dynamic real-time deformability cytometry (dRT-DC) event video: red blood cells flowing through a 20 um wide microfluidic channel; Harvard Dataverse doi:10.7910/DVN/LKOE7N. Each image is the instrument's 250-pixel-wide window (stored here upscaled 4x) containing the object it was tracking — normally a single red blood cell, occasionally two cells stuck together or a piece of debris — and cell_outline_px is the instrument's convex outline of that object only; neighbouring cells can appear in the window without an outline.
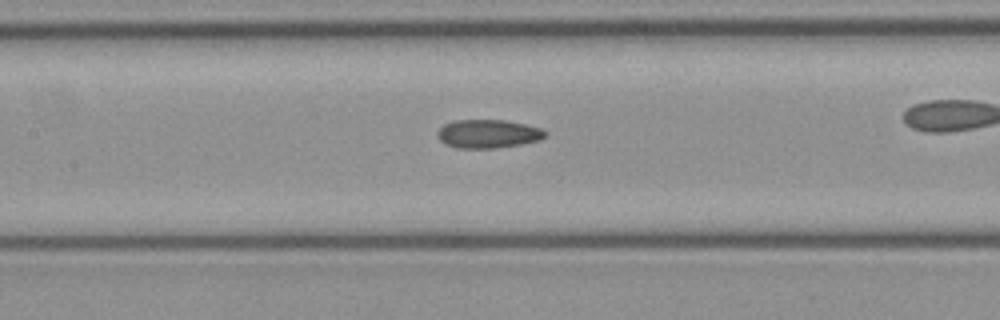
{"species": "common noctule bat (a hibernating species)", "species_latin": "Nyctalus noctula", "temperature_condition": "cold", "stored_images_in_passage": 14, "camera_frame_rate_fps": 3000, "um_per_image_px": 0.085, "animal": {"sex": "female", "body_mass_g": 21.9}, "frame": {"image": 1, "passage_image": 12, "time_ms": 3.667, "image_size_px": [1000, 320], "cell_outline_px": [[548, 132], [540, 140], [520, 144], [496, 148], [456, 148], [444, 144], [436, 136], [436, 132], [444, 124], [456, 120], [504, 120], [524, 124], [540, 128]], "centroid_in_image_um": [41.44, 11.38], "position_along_channel_um": 166.0, "area_um2": 17.92}}